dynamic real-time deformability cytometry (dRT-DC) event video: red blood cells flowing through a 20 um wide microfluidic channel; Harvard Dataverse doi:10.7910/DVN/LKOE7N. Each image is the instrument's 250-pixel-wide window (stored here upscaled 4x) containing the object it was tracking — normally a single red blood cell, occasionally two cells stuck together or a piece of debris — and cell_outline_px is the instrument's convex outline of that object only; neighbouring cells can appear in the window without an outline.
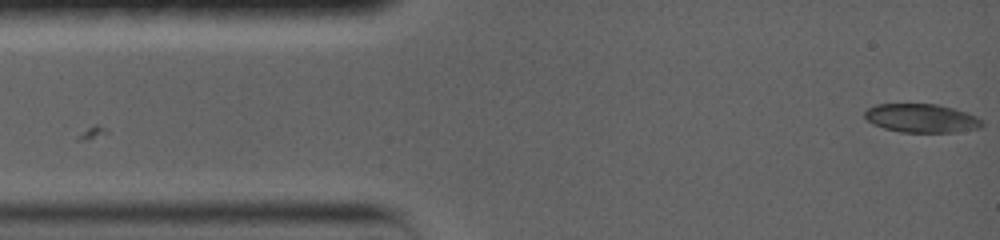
{"species": "common noctule bat (a hibernating species)", "species_latin": "Nyctalus noctula", "temperature_condition": "warm", "stored_images_in_passage": 31, "camera_frame_rate_fps": 5000, "um_per_image_px": 0.085, "animal": {"sex": "female", "body_mass_g": 19.0, "forearm_length_mm": 56.7}, "frame": {"image": 1, "passage_image": 1, "time_ms": 0.0, "image_size_px": [1000, 240], "cell_outline_px": [[984, 124], [980, 128], [956, 132], [900, 132], [884, 128], [872, 124], [864, 116], [864, 112], [868, 108], [876, 104], [936, 104], [952, 108], [976, 116]], "centroid_in_image_um": [78.3, 10.05], "position_along_channel_um": 6.7, "area_um2": 19.48}}
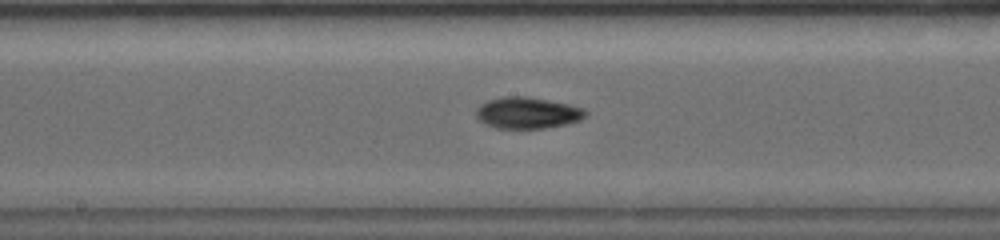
{"frame": {"image": 2, "passage_image": 13, "time_ms": 7.2, "image_size_px": [1000, 240], "cell_outline_px": [[588, 112], [580, 120], [568, 124], [548, 128], [496, 128], [480, 120], [476, 116], [476, 108], [480, 104], [488, 100], [504, 96], [528, 96], [568, 104], [584, 108]], "centroid_in_image_um": [44.85, 9.59], "position_along_channel_um": 203.4, "area_um2": 20.06}}
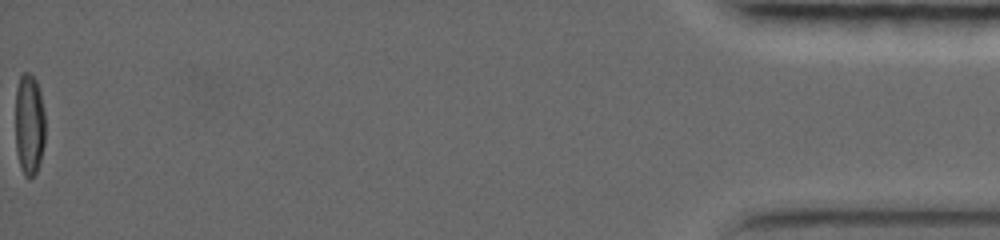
{"frame": {"image": 3, "passage_image": 31, "time_ms": 17.0, "image_size_px": [1000, 240], "cell_outline_px": [[44, 144], [40, 160], [36, 172], [28, 180], [24, 176], [20, 168], [16, 152], [16, 88], [20, 76], [24, 72], [28, 72], [36, 80], [40, 92], [44, 112]], "centroid_in_image_um": [2.48, 10.61], "position_along_channel_um": 432.7, "area_um2": 17.69}, "authors_computed_cell_mechanics": {"area_um2": 19.074, "velocity_mm_per_s": 3.8071, "shape_relaxation_time_tau1_ms": 5.0868, "shape_relaxation_time_tau2_ms": null, "deformation_change_tau1": 0.1678, "deformation_change_tau2": null}}